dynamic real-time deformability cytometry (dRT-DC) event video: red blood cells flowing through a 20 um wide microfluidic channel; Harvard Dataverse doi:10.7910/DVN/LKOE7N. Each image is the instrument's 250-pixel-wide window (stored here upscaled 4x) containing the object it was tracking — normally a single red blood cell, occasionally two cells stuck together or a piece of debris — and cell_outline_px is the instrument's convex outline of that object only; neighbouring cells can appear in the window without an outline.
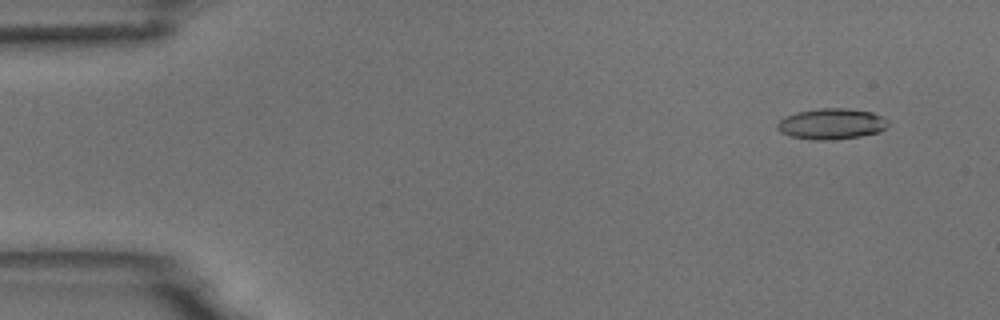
{"species": "common noctule bat (a hibernating species)", "species_latin": "Nyctalus noctula", "temperature_condition": "room temperature", "stored_images_in_passage": 5, "camera_frame_rate_fps": 3000, "um_per_image_px": 0.085, "animal": {"sex": "male", "body_mass_g": 18.8}, "frame": {"image": 1, "passage_image": 1, "time_ms": 0.0, "image_size_px": [1000, 320], "cell_outline_px": [[888, 124], [880, 132], [860, 136], [832, 140], [812, 140], [792, 136], [780, 132], [776, 128], [776, 124], [784, 116], [796, 112], [820, 108], [844, 108], [872, 112], [888, 120]], "centroid_in_image_um": [70.64, 10.53], "position_along_channel_um": 14.4, "area_um2": 19.94}}
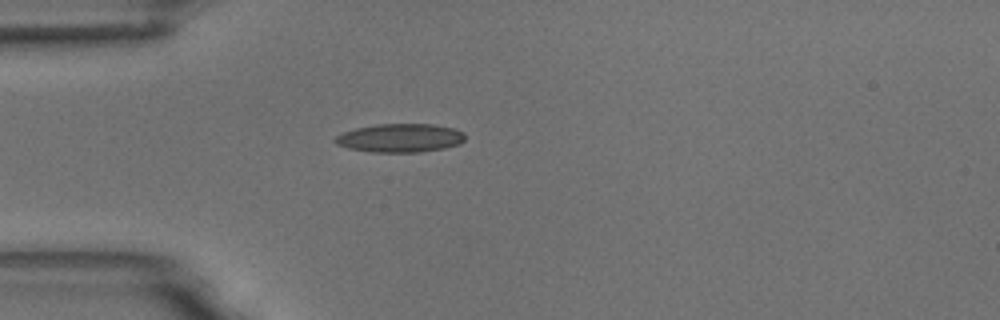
{"frame": {"image": 2, "passage_image": 4, "time_ms": 3.667, "image_size_px": [1000, 320], "cell_outline_px": [[464, 140], [460, 144], [444, 148], [420, 152], [372, 152], [348, 148], [336, 144], [332, 140], [336, 136], [344, 132], [356, 128], [376, 124], [432, 124], [452, 128], [464, 132]], "centroid_in_image_um": [34.0, 11.73], "position_along_channel_um": 51.0, "area_um2": 21.62}}